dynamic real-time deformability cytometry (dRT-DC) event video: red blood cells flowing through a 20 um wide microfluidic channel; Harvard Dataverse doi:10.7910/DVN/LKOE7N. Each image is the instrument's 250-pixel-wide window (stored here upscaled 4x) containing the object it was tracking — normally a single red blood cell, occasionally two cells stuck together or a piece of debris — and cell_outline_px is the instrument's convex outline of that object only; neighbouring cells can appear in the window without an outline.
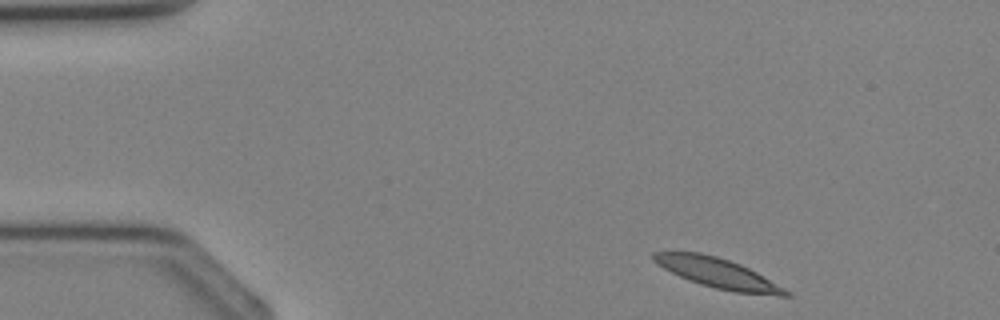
{"species": "Egyptian fruit bat (a non-hibernating species)", "species_latin": "Rousettus aegyptiacus", "temperature_condition": "cold", "stored_images_in_passage": 8, "camera_frame_rate_fps": 3000, "um_per_image_px": 0.085, "animal": {"sex": "female"}, "frame": {"image": 1, "passage_image": 1, "time_ms": 0.0, "image_size_px": [1000, 320], "cell_outline_px": [[792, 296], [780, 296], [736, 292], [716, 288], [700, 284], [680, 276], [656, 264], [652, 260], [652, 252], [700, 252], [716, 256], [740, 264], [764, 276], [792, 292]], "centroid_in_image_um": [61.04, 23.22], "position_along_channel_um": 24.0, "area_um2": 22.83}}